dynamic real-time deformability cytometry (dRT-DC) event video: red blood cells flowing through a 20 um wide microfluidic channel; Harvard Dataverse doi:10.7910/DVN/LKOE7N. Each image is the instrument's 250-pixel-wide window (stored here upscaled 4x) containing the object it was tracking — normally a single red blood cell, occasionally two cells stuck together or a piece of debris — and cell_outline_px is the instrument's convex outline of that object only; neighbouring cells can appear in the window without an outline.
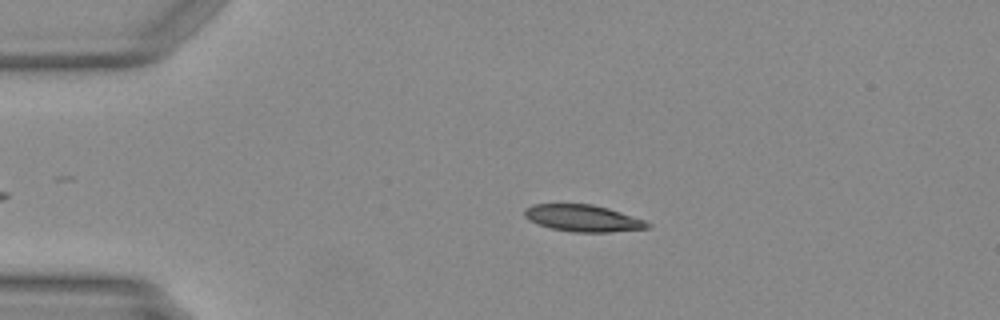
{"species": "Egyptian fruit bat (a non-hibernating species)", "species_latin": "Rousettus aegyptiacus", "temperature_condition": "warm", "stored_images_in_passage": 41, "camera_frame_rate_fps": 3000, "um_per_image_px": 0.085, "animal": {"sex": "female"}, "frame": {"image": 1, "passage_image": 9, "time_ms": 2.667, "image_size_px": [1000, 320], "cell_outline_px": [[652, 224], [648, 228], [608, 232], [572, 232], [552, 228], [528, 220], [524, 216], [524, 208], [532, 204], [592, 204], [608, 208], [644, 220]], "centroid_in_image_um": [49.53, 18.54], "position_along_channel_um": 35.5, "area_um2": 19.07}}
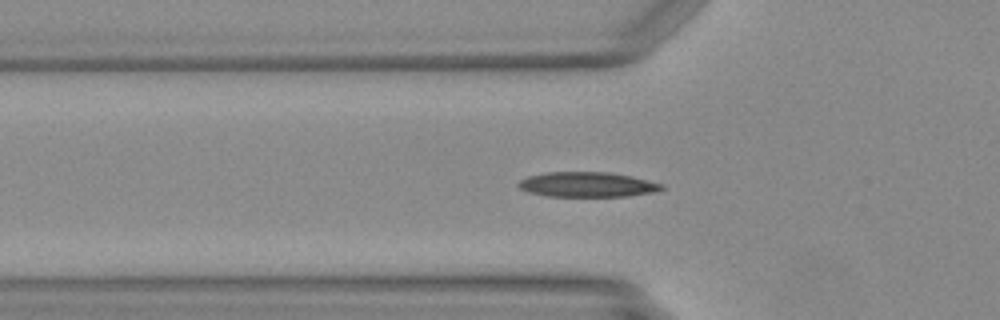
{"frame": {"image": 2, "passage_image": 15, "time_ms": 4.667, "image_size_px": [1000, 320], "cell_outline_px": [[664, 188], [652, 192], [628, 196], [548, 196], [528, 192], [520, 188], [516, 184], [520, 180], [528, 176], [544, 172], [608, 172], [628, 176], [660, 184]], "centroid_in_image_um": [49.82, 15.68], "position_along_channel_um": 76.0, "area_um2": 20.46}}